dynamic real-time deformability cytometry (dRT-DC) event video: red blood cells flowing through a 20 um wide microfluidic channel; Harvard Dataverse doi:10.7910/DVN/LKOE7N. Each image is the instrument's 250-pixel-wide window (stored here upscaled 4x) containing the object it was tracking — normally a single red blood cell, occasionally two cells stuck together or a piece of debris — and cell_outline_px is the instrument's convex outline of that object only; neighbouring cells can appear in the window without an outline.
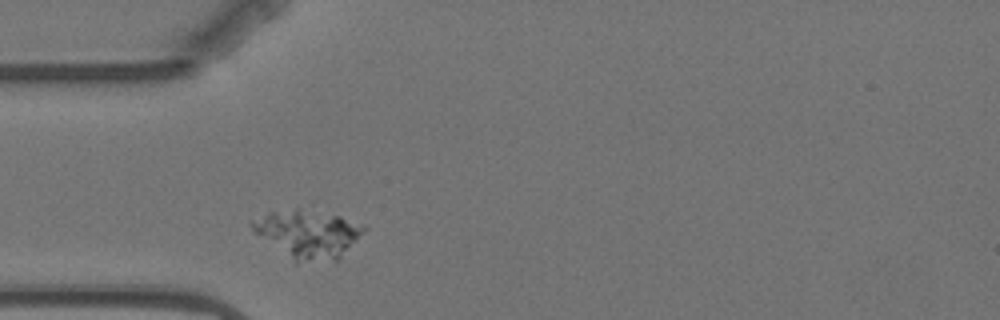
{"species": "Egyptian fruit bat (a non-hibernating species)", "species_latin": "Rousettus aegyptiacus", "temperature_condition": "warm", "stored_images_in_passage": 1, "camera_frame_rate_fps": 3000, "um_per_image_px": 0.085, "animal": {"sex": "female"}, "frame": {"image": 1, "passage_image": 1, "time_ms": 0.0, "image_size_px": [1000, 320], "cell_outline_px": [[368, 228], [340, 260], [296, 264], [256, 232], [248, 224], [268, 212], [296, 208], [340, 216], [364, 224]], "centroid_in_image_um": [26.25, 19.92], "position_along_channel_um": 58.8, "area_um2": 31.44}}